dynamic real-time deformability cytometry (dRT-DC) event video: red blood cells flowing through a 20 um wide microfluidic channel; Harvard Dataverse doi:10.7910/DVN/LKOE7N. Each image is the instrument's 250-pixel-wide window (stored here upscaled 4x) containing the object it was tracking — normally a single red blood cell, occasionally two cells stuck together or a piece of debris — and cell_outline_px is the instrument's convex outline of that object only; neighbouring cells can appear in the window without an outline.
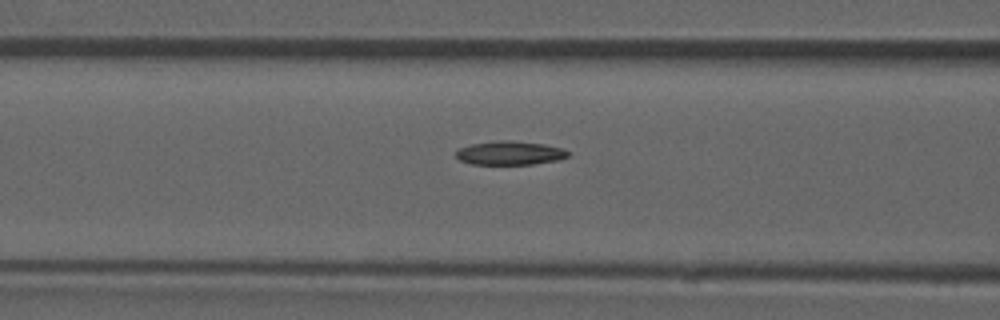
{"species": "common noctule bat (a hibernating species)", "species_latin": "Nyctalus noctula", "temperature_condition": "room temperature", "stored_images_in_passage": 51, "camera_frame_rate_fps": 3000, "um_per_image_px": 0.085, "animal": {"sex": "male", "forearm_length_mm": 52.5}, "frame": {"image": 1, "passage_image": 22, "time_ms": 7.0, "image_size_px": [1000, 320], "cell_outline_px": [[568, 156], [560, 160], [532, 164], [472, 164], [460, 160], [456, 156], [456, 152], [460, 148], [472, 144], [496, 140], [512, 140], [544, 144], [564, 148], [568, 152]], "centroid_in_image_um": [43.37, 13.0], "position_along_channel_um": 123.2, "area_um2": 15.55}}